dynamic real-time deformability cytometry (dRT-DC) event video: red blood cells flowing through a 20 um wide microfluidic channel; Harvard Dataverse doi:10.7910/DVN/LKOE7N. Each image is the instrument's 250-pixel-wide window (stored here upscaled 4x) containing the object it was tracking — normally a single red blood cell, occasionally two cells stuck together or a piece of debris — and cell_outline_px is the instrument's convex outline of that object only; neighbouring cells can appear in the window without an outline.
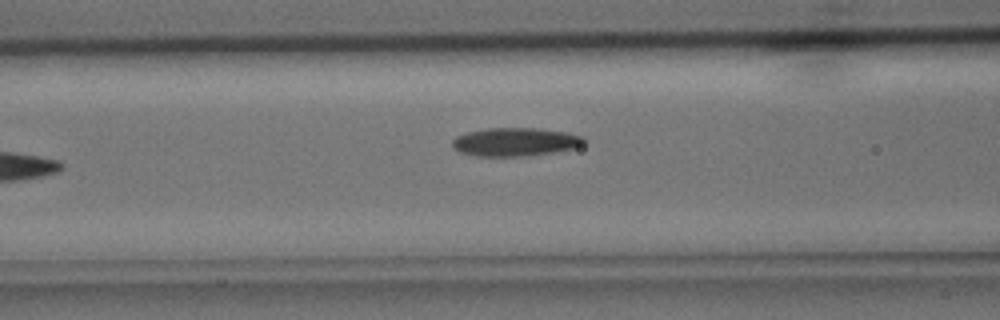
{"species": "common noctule bat (a hibernating species)", "species_latin": "Nyctalus noctula", "temperature_condition": "cold", "stored_images_in_passage": 5, "camera_frame_rate_fps": 3000, "um_per_image_px": 0.085, "animal": {"sex": "male", "body_mass_g": 15.6}, "frame": {"image": 1, "passage_image": 5, "time_ms": 1.333, "image_size_px": [1000, 320], "cell_outline_px": [[588, 140], [584, 144], [572, 148], [552, 152], [524, 156], [476, 156], [460, 152], [452, 148], [452, 140], [456, 136], [468, 132], [488, 128], [536, 128], [568, 132], [584, 136]], "centroid_in_image_um": [43.8, 12.05], "position_along_channel_um": 122.8, "area_um2": 21.85}}